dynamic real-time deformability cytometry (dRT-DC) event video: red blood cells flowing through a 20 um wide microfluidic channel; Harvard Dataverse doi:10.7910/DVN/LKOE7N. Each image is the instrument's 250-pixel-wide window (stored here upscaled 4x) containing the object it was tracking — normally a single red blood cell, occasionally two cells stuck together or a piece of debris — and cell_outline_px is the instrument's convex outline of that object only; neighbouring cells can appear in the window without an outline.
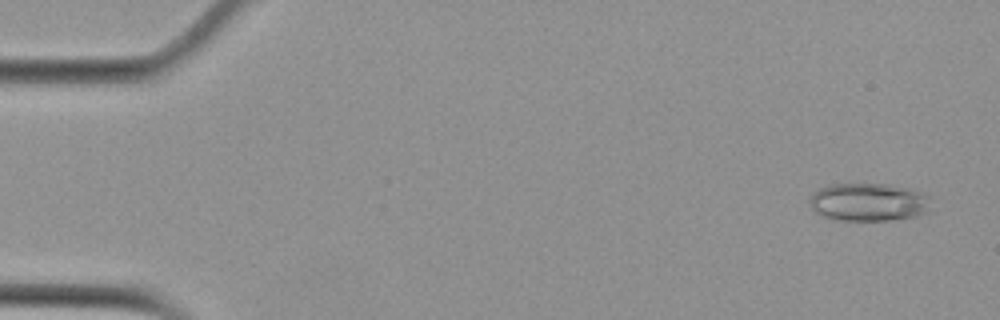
{"species": "Egyptian fruit bat (a non-hibernating species)", "species_latin": "Rousettus aegyptiacus", "temperature_condition": "cold", "stored_images_in_passage": 50, "camera_frame_rate_fps": 3000, "um_per_image_px": 0.085, "animal": {"sex": "female"}, "frame": {"image": 1, "passage_image": 3, "time_ms": 0.667, "image_size_px": [1000, 320], "cell_outline_px": [[932, 196], [928, 212], [916, 216], [888, 220], [836, 220], [824, 216], [816, 212], [812, 208], [812, 192], [820, 188], [832, 184], [888, 184], [912, 188], [924, 192]], "centroid_in_image_um": [73.92, 17.17], "position_along_channel_um": 11.1, "area_um2": 27.05}}
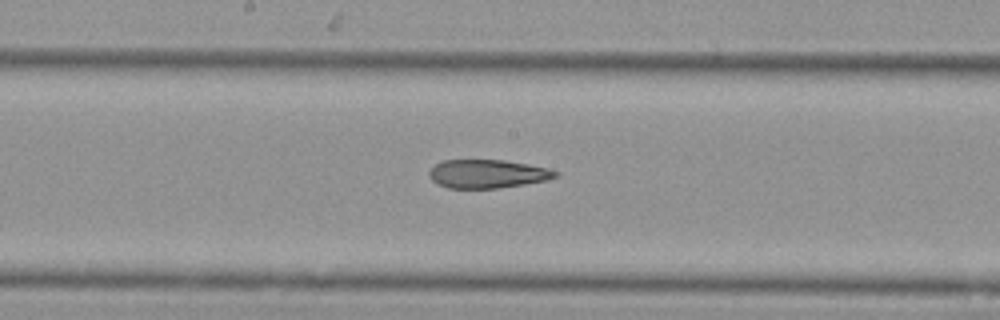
{"frame": {"image": 2, "passage_image": 29, "time_ms": 9.333, "image_size_px": [1000, 320], "cell_outline_px": [[560, 176], [548, 180], [524, 184], [496, 188], [448, 188], [432, 180], [428, 176], [428, 172], [436, 164], [444, 160], [504, 160], [528, 164], [548, 168], [560, 172]], "centroid_in_image_um": [41.48, 14.77], "position_along_channel_um": 206.7, "area_um2": 20.98}}
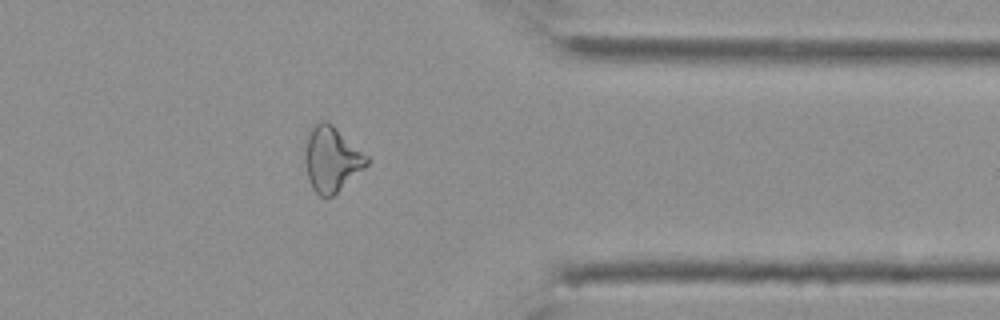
{"frame": {"image": 3, "passage_image": 44, "time_ms": 14.333, "image_size_px": [1000, 320], "cell_outline_px": [[368, 164], [364, 168], [332, 196], [320, 196], [312, 188], [308, 176], [304, 160], [304, 156], [308, 136], [312, 128], [320, 120], [328, 120], [368, 156]], "centroid_in_image_um": [28.18, 13.51], "position_along_channel_um": 383.2, "area_um2": 23.06}, "authors_computed_cell_mechanics": {"area_um2": 23.0622, "velocity_mm_per_s": 3.7554, "shape_relaxation_time_tau1_ms": null, "shape_relaxation_time_tau2_ms": 4.5455, "deformation_change_tau1": null, "deformation_change_tau2": 0.1443}}